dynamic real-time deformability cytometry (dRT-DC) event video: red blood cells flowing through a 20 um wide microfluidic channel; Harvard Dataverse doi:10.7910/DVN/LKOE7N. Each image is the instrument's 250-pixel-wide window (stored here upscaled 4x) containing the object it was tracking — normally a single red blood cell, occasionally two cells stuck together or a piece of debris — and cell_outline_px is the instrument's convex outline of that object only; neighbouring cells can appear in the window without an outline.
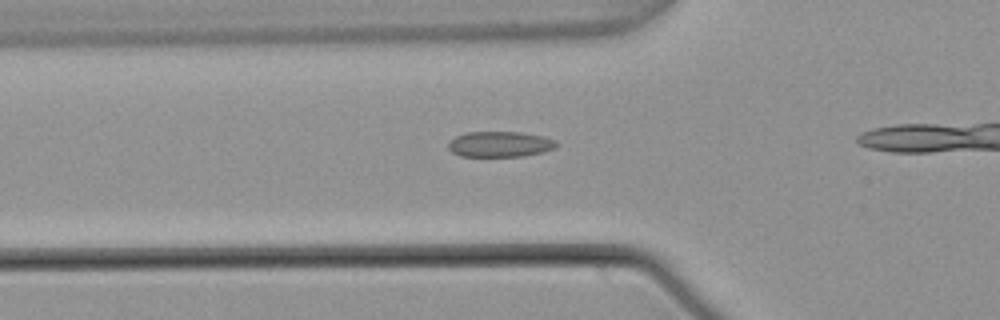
{"species": "common noctule bat (a hibernating species)", "species_latin": "Nyctalus noctula", "temperature_condition": "warm", "stored_images_in_passage": 35, "camera_frame_rate_fps": 3000, "um_per_image_px": 0.085, "animal": {"sex": "male", "body_mass_g": 21.5, "forearm_length_mm": 52.0}, "frame": {"image": 1, "passage_image": 11, "time_ms": 3.333, "image_size_px": [1000, 320], "cell_outline_px": [[556, 144], [552, 148], [544, 152], [524, 156], [460, 156], [452, 152], [448, 148], [448, 144], [456, 136], [464, 132], [520, 132], [540, 136], [552, 140]], "centroid_in_image_um": [42.42, 12.26], "position_along_channel_um": 83.4, "area_um2": 15.84}}